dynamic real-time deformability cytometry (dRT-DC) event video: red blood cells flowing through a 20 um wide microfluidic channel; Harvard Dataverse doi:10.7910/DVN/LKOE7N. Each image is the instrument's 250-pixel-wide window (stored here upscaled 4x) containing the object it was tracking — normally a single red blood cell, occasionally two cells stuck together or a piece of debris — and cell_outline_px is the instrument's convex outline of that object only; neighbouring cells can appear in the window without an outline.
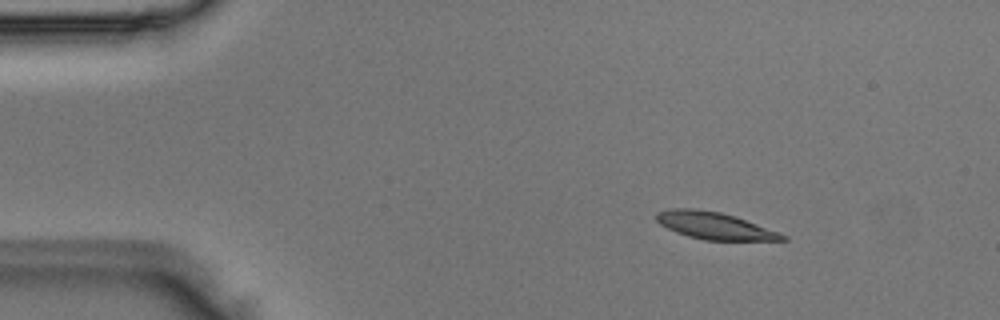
{"species": "Egyptian fruit bat (a non-hibernating species)", "species_latin": "Rousettus aegyptiacus", "temperature_condition": "room temperature", "stored_images_in_passage": 3, "camera_frame_rate_fps": 3000, "um_per_image_px": 0.085, "animal": {"sex": "male"}, "frame": {"image": 1, "passage_image": 1, "time_ms": 0.0, "image_size_px": [1000, 320], "cell_outline_px": [[788, 240], [704, 240], [688, 236], [676, 232], [660, 224], [656, 220], [656, 212], [672, 208], [696, 208], [720, 212], [736, 216], [780, 232], [788, 236]], "centroid_in_image_um": [60.75, 19.18], "position_along_channel_um": 24.2, "area_um2": 20.0}}
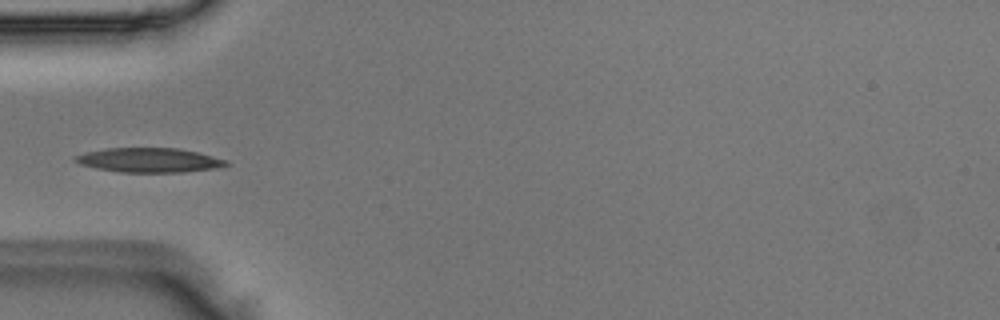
{"frame": {"image": 2, "passage_image": 3, "time_ms": 0.667, "image_size_px": [1000, 320], "cell_outline_px": [[232, 164], [224, 168], [184, 172], [120, 172], [96, 168], [80, 164], [72, 160], [76, 156], [84, 152], [108, 148], [180, 148], [228, 160]], "centroid_in_image_um": [12.75, 13.62], "position_along_channel_um": 72.2, "area_um2": 21.73}}